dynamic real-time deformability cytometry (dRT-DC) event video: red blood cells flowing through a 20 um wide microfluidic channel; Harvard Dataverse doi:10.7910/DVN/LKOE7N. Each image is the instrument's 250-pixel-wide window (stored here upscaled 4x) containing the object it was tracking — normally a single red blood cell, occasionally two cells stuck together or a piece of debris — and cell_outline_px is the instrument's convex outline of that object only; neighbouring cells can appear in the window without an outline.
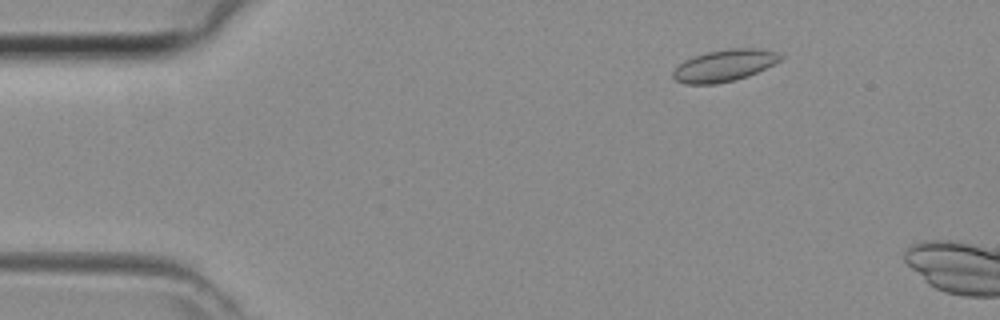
{"species": "common noctule bat (a hibernating species)", "species_latin": "Nyctalus noctula", "temperature_condition": "room temperature", "stored_images_in_passage": 42, "camera_frame_rate_fps": 3000, "um_per_image_px": 0.085, "animal": {"sex": "female", "body_mass_g": 29.2, "forearm_length_mm": 56.3}, "frame": {"image": 1, "passage_image": 7, "time_ms": 2.0, "image_size_px": [1000, 320], "cell_outline_px": [[784, 56], [780, 60], [756, 72], [736, 80], [716, 84], [684, 84], [676, 80], [672, 76], [672, 72], [684, 60], [692, 56], [704, 52], [728, 48], [756, 48], [780, 52]], "centroid_in_image_um": [61.55, 5.55], "position_along_channel_um": 23.5, "area_um2": 20.0}}
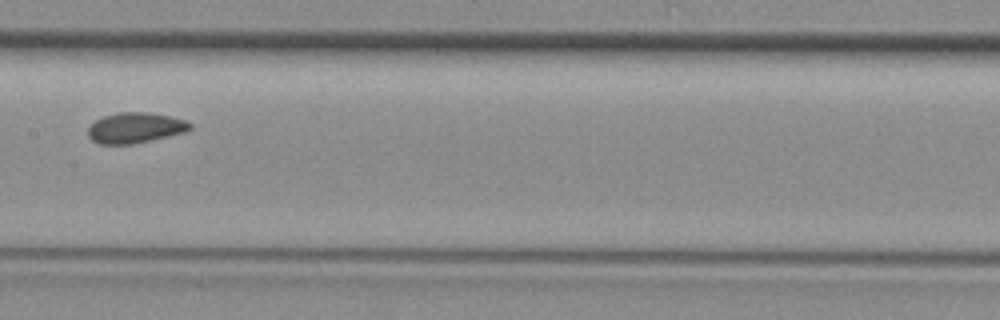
{"frame": {"image": 2, "passage_image": 23, "time_ms": 7.333, "image_size_px": [1000, 320], "cell_outline_px": [[192, 128], [184, 132], [132, 144], [100, 144], [92, 140], [88, 136], [88, 128], [96, 120], [104, 116], [120, 112], [148, 112], [172, 116], [188, 120], [192, 124]], "centroid_in_image_um": [11.52, 10.85], "position_along_channel_um": 195.9, "area_um2": 18.09}}
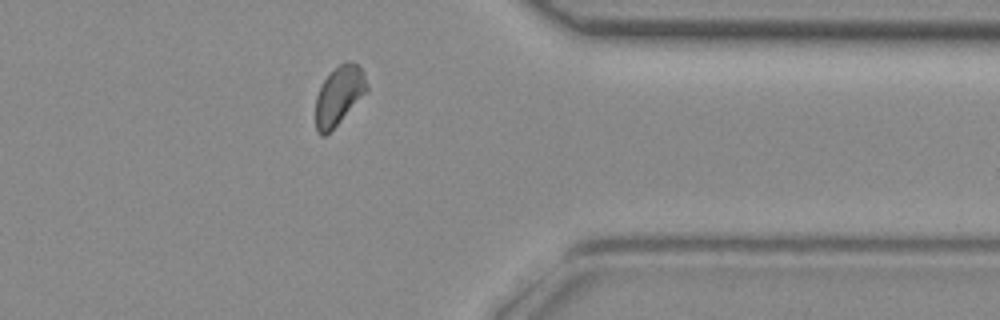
{"frame": {"image": 3, "passage_image": 36, "time_ms": 11.667, "image_size_px": [1000, 320], "cell_outline_px": [[368, 88], [340, 120], [324, 136], [320, 136], [316, 128], [316, 96], [320, 84], [340, 64], [356, 64], [364, 72], [368, 84]], "centroid_in_image_um": [28.78, 8.12], "position_along_channel_um": 382.6, "area_um2": 16.7}}